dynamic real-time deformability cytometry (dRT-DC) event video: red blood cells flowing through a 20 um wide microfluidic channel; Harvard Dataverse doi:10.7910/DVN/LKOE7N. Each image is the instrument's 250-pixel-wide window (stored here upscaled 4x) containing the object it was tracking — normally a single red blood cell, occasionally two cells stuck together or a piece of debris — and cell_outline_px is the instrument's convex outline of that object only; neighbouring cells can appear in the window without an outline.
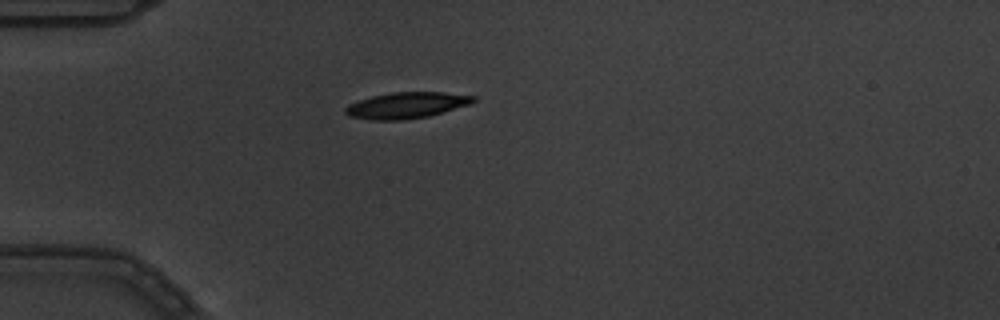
{"species": "common noctule bat (a hibernating species)", "species_latin": "Nyctalus noctula", "temperature_condition": "warm", "stored_images_in_passage": 1, "camera_frame_rate_fps": 3000, "um_per_image_px": 0.085, "animal": {"sex": "male", "body_mass_g": 19.5, "forearm_length_mm": 54.6}, "frame": {"image": 1, "passage_image": 1, "time_ms": 0.0, "image_size_px": [1000, 320], "cell_outline_px": [[476, 100], [468, 104], [428, 116], [400, 120], [372, 120], [348, 116], [344, 112], [344, 108], [348, 104], [372, 96], [392, 92], [444, 92], [476, 96]], "centroid_in_image_um": [34.51, 8.94], "position_along_channel_um": 50.5, "area_um2": 19.31}}